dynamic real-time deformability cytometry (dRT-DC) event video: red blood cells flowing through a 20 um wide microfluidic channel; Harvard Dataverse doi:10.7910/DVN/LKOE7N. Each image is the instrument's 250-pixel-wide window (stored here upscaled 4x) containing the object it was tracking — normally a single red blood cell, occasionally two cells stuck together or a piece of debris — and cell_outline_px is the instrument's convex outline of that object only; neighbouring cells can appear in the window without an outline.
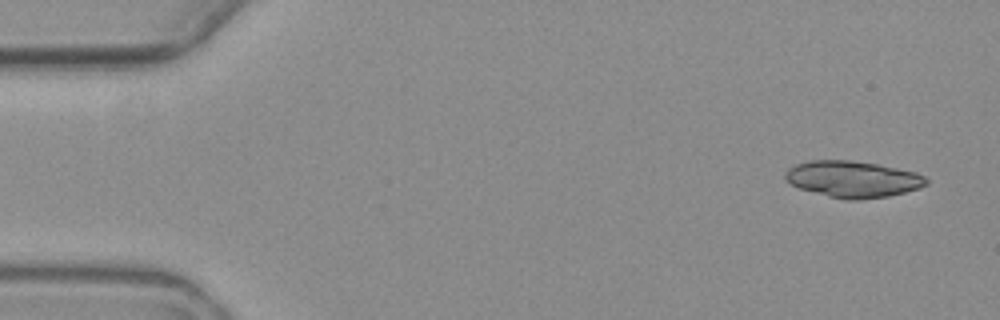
{"species": "common noctule bat (a hibernating species)", "species_latin": "Nyctalus noctula", "temperature_condition": "warm", "stored_images_in_passage": 6, "camera_frame_rate_fps": 3000, "um_per_image_px": 0.085, "animal": {"sex": "female", "body_mass_g": 19.3, "forearm_length_mm": 54.1}, "frame": {"image": 1, "passage_image": 1, "time_ms": 0.0, "image_size_px": [1000, 320], "cell_outline_px": [[928, 184], [920, 188], [888, 196], [860, 200], [844, 200], [828, 196], [800, 188], [792, 184], [784, 176], [784, 172], [788, 168], [796, 164], [808, 160], [848, 160], [876, 164], [916, 172], [924, 176], [928, 180]], "centroid_in_image_um": [72.49, 15.23], "position_along_channel_um": 12.5, "area_um2": 29.88}}